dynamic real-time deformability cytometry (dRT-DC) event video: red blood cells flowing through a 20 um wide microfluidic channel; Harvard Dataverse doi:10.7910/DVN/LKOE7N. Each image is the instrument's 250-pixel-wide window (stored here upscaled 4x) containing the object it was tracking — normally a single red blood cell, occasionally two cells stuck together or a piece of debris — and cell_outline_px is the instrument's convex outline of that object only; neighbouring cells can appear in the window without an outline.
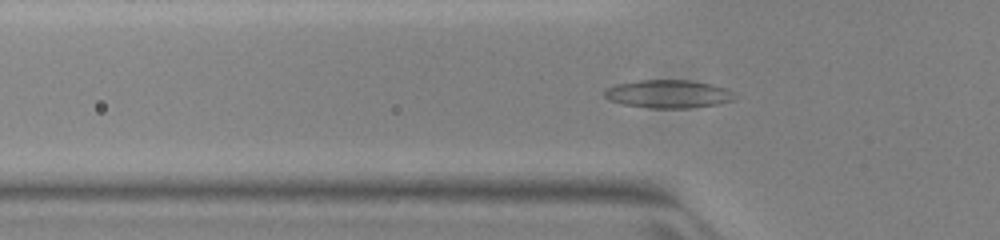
{"species": "common noctule bat (a hibernating species)", "species_latin": "Nyctalus noctula", "temperature_condition": "warm", "stored_images_in_passage": 39, "camera_frame_rate_fps": 3000, "um_per_image_px": 0.085, "animal": {"sex": "female", "body_mass_g": 23.0, "forearm_length_mm": 53.4}, "frame": {"image": 1, "passage_image": 4, "time_ms": 1.0, "image_size_px": [1000, 240], "cell_outline_px": [[736, 100], [720, 104], [688, 108], [652, 108], [624, 104], [608, 100], [604, 96], [604, 92], [608, 88], [616, 84], [636, 80], [688, 80], [712, 84], [724, 88], [732, 92], [736, 96]], "centroid_in_image_um": [56.82, 7.99], "position_along_channel_um": 69.0, "area_um2": 21.39}}
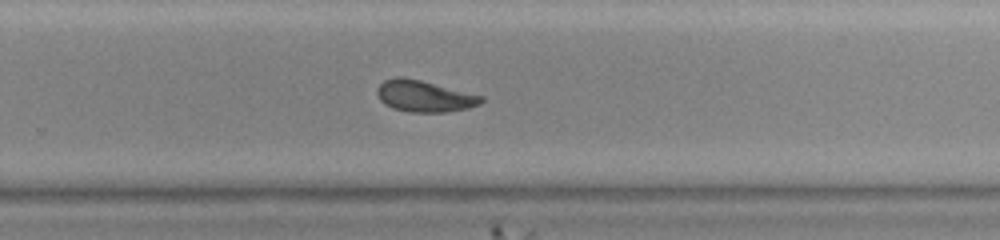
{"frame": {"image": 2, "passage_image": 21, "time_ms": 6.667, "image_size_px": [1000, 240], "cell_outline_px": [[484, 100], [480, 104], [468, 108], [448, 112], [408, 112], [392, 108], [384, 104], [380, 100], [376, 92], [376, 88], [384, 80], [396, 76], [400, 76], [420, 80], [484, 96]], "centroid_in_image_um": [36.05, 8.18], "position_along_channel_um": 293.8, "area_um2": 19.19}}
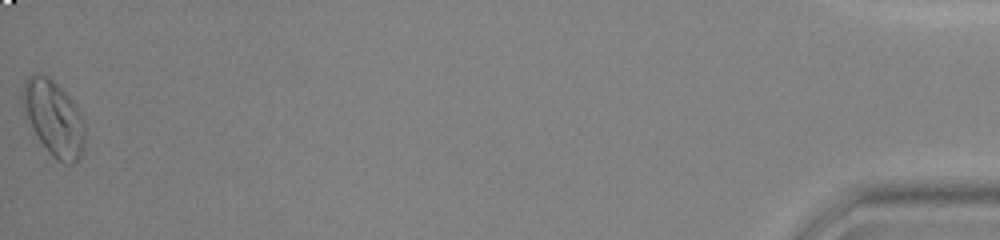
{"frame": {"image": 3, "passage_image": 39, "time_ms": 12.667, "image_size_px": [1000, 240], "cell_outline_px": [[84, 144], [80, 156], [72, 164], [68, 164], [56, 160], [52, 156], [36, 136], [24, 120], [20, 104], [20, 100], [24, 84], [28, 76], [32, 72], [36, 72], [52, 80], [72, 100], [80, 112], [84, 120]], "centroid_in_image_um": [4.5, 10.03], "position_along_channel_um": 430.7, "area_um2": 27.69}, "authors_computed_cell_mechanics": {"area_um2": 19.4208, "velocity_mm_per_s": 3.9626, "shape_relaxation_time_tau1_ms": null, "shape_relaxation_time_tau2_ms": 3.1113, "deformation_change_tau1": null, "deformation_change_tau2": 0.089}}